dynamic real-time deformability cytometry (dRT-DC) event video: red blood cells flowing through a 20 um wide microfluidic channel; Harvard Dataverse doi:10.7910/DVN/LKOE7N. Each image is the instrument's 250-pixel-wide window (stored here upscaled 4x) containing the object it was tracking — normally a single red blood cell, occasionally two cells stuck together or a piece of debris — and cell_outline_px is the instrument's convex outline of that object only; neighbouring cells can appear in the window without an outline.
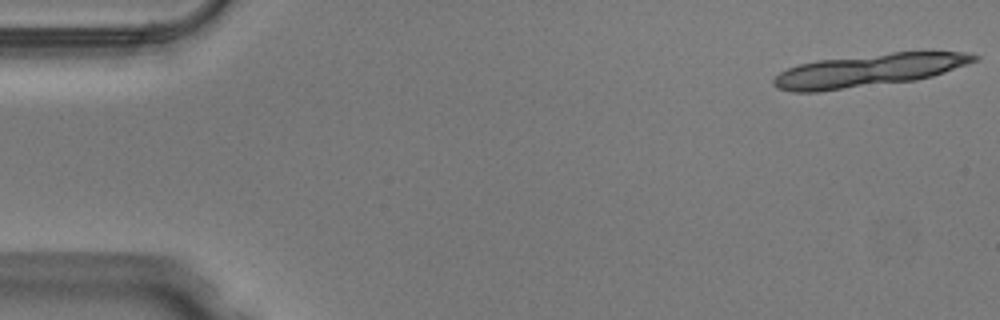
{"species": "Egyptian fruit bat (a non-hibernating species)", "species_latin": "Rousettus aegyptiacus", "temperature_condition": "warm", "stored_images_in_passage": 18, "segment_of_instrument_passage": [1, 2], "camera_frame_rate_fps": 3000, "um_per_image_px": 0.085, "animal": {"sex": "male"}, "frame": {"image": 1, "passage_image": 1, "time_ms": 0.0, "image_size_px": [1000, 320], "cell_outline_px": [[980, 60], [932, 76], [916, 80], [816, 92], [792, 92], [776, 88], [772, 84], [772, 80], [780, 72], [788, 68], [800, 64], [816, 60], [892, 52], [964, 52], [980, 56]], "centroid_in_image_um": [73.82, 5.98], "position_along_channel_um": 11.2, "area_um2": 38.21}}